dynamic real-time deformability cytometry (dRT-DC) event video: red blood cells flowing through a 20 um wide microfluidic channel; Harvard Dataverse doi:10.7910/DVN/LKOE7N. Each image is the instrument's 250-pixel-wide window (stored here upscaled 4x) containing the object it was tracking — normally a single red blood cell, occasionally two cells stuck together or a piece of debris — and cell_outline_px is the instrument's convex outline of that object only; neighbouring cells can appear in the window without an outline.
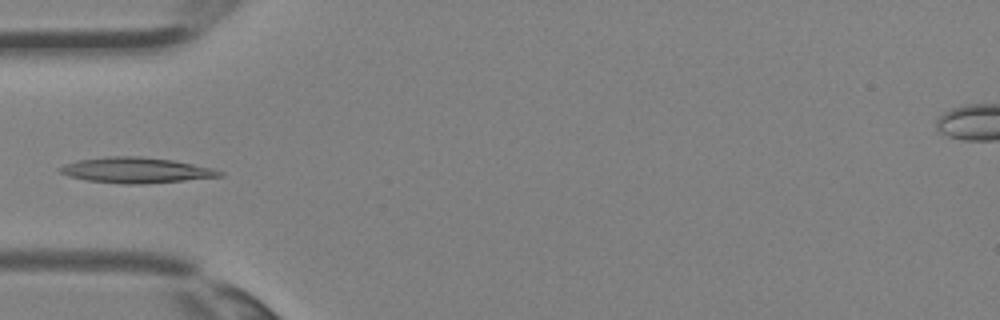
{"species": "Egyptian fruit bat (a non-hibernating species)", "species_latin": "Rousettus aegyptiacus", "temperature_condition": "room temperature", "stored_images_in_passage": 4, "camera_frame_rate_fps": 3000, "um_per_image_px": 0.085, "animal": {"sex": "female"}, "frame": {"image": 1, "passage_image": 4, "time_ms": 1.0, "image_size_px": [1000, 320], "cell_outline_px": [[224, 176], [144, 184], [120, 184], [88, 180], [72, 176], [60, 172], [56, 168], [64, 164], [76, 160], [104, 156], [140, 156], [172, 160], [212, 168], [224, 172]], "centroid_in_image_um": [11.54, 14.46], "position_along_channel_um": 73.5, "area_um2": 23.76}}